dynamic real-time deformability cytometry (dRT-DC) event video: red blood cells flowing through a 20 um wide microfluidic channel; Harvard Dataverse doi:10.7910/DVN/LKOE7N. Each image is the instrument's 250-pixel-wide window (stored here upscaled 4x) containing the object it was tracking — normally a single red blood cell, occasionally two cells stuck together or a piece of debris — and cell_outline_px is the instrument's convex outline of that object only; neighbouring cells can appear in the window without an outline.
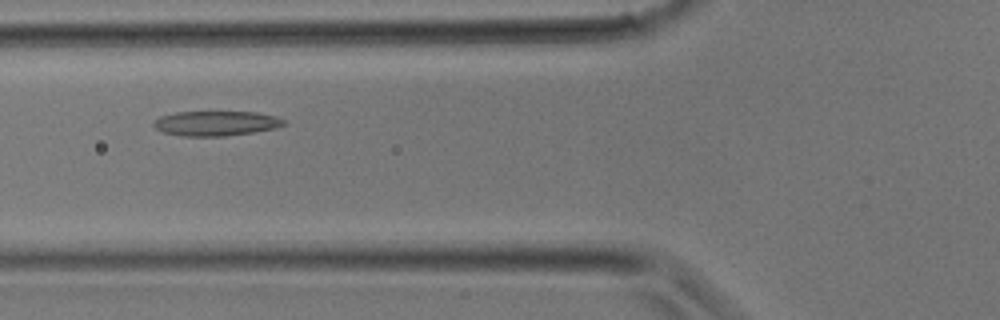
{"species": "common noctule bat (a hibernating species)", "species_latin": "Nyctalus noctula", "temperature_condition": "room temperature", "stored_images_in_passage": 26, "camera_frame_rate_fps": 3000, "um_per_image_px": 0.085, "animal": {"sex": "male", "body_mass_g": 17.9}, "frame": {"image": 1, "passage_image": 6, "time_ms": 1.667, "image_size_px": [1000, 320], "cell_outline_px": [[284, 124], [276, 128], [252, 132], [224, 136], [184, 136], [164, 132], [156, 128], [152, 124], [160, 116], [176, 112], [256, 112], [276, 116], [284, 120]], "centroid_in_image_um": [18.36, 10.48], "position_along_channel_um": 107.4, "area_um2": 18.61}}
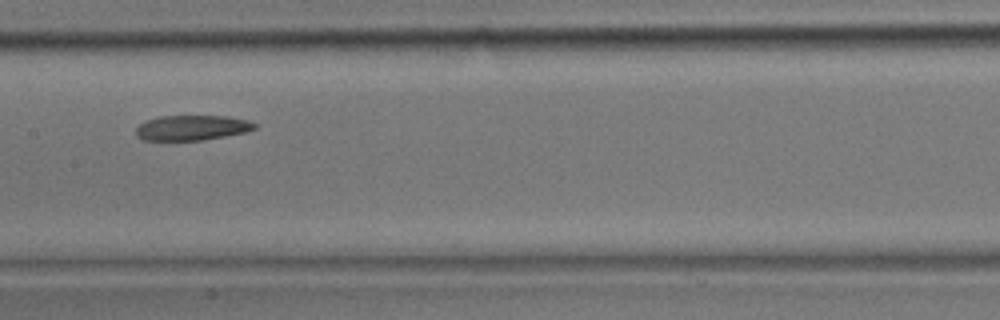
{"frame": {"image": 2, "passage_image": 10, "time_ms": 3.0, "image_size_px": [1000, 320], "cell_outline_px": [[256, 128], [244, 132], [204, 140], [144, 140], [136, 136], [136, 128], [144, 120], [160, 116], [228, 116], [248, 120], [256, 124]], "centroid_in_image_um": [16.29, 10.85], "position_along_channel_um": 191.1, "area_um2": 17.34}}
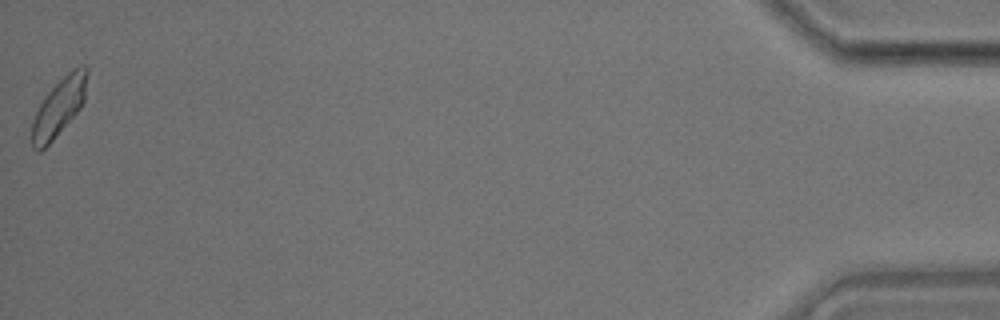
{"frame": {"image": 3, "passage_image": 26, "time_ms": 8.333, "image_size_px": [1000, 320], "cell_outline_px": [[88, 72], [84, 100], [80, 108], [52, 140], [40, 152], [36, 152], [32, 148], [32, 120], [44, 96], [72, 68], [80, 64], [88, 64]], "centroid_in_image_um": [5.02, 9.07], "position_along_channel_um": 430.2, "area_um2": 18.5}}